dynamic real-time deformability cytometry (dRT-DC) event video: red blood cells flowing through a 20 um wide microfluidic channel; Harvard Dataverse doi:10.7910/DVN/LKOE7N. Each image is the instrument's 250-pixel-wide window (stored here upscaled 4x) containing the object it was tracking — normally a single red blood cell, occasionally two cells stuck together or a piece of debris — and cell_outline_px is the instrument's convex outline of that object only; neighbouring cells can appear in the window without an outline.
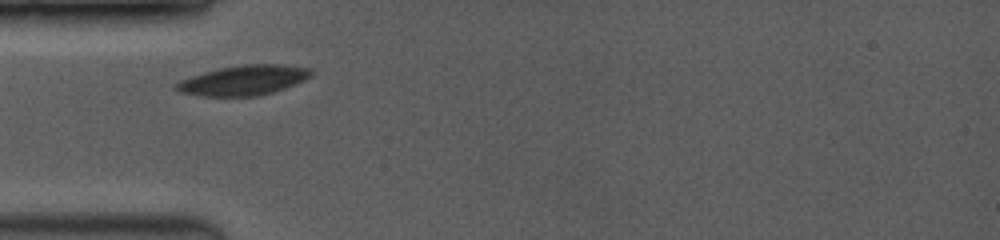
{"species": "common noctule bat (a hibernating species)", "species_latin": "Nyctalus noctula", "temperature_condition": "room temperature", "stored_images_in_passage": 29, "camera_frame_rate_fps": 3500, "um_per_image_px": 0.085, "animal": {"sex": "female", "body_mass_g": 19.0, "forearm_length_mm": 53.3}, "frame": {"image": 1, "passage_image": 1, "time_ms": 0.0, "image_size_px": [1000, 240], "cell_outline_px": [[312, 76], [304, 80], [284, 88], [272, 92], [256, 96], [200, 96], [180, 92], [172, 88], [172, 84], [180, 80], [204, 72], [220, 68], [244, 64], [284, 64], [308, 68], [312, 72]], "centroid_in_image_um": [20.65, 6.82], "position_along_channel_um": 64.3, "area_um2": 23.52}}
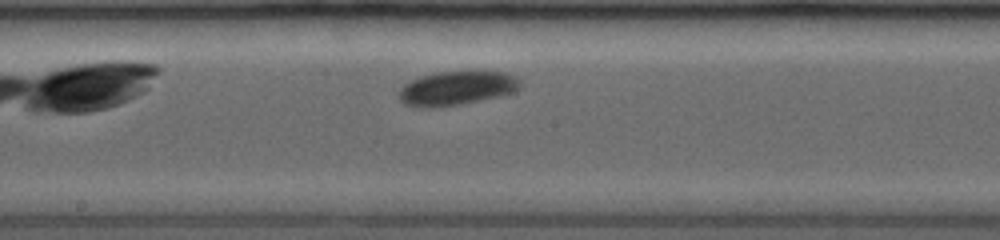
{"frame": {"image": 2, "passage_image": 10, "time_ms": 3.714, "image_size_px": [1000, 240], "cell_outline_px": [[520, 88], [512, 92], [496, 96], [460, 104], [432, 108], [420, 108], [404, 104], [400, 100], [400, 88], [404, 84], [420, 76], [436, 72], [508, 72], [516, 76], [520, 80]], "centroid_in_image_um": [38.79, 7.5], "position_along_channel_um": 209.4, "area_um2": 23.81}}
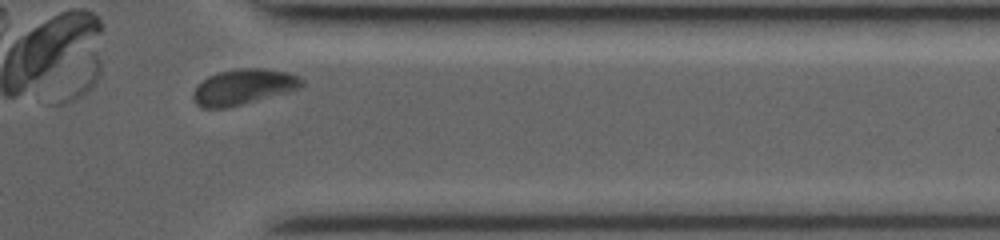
{"frame": {"image": 3, "passage_image": 25, "time_ms": 8.286, "image_size_px": [1000, 240], "cell_outline_px": [[304, 84], [300, 88], [256, 100], [224, 108], [200, 108], [196, 104], [192, 96], [192, 92], [208, 76], [220, 72], [240, 68], [264, 68], [284, 72], [296, 76], [304, 80]], "centroid_in_image_um": [20.66, 7.39], "position_along_channel_um": 390.7, "area_um2": 22.02}, "authors_computed_cell_mechanics": {"area_um2": 22.8888, "velocity_mm_per_s": 3.9514, "shape_relaxation_time_tau1_ms": 1.5635, "shape_relaxation_time_tau2_ms": 5.9788, "deformation_change_tau1": 0.0418, "deformation_change_tau2": 0.0551}}